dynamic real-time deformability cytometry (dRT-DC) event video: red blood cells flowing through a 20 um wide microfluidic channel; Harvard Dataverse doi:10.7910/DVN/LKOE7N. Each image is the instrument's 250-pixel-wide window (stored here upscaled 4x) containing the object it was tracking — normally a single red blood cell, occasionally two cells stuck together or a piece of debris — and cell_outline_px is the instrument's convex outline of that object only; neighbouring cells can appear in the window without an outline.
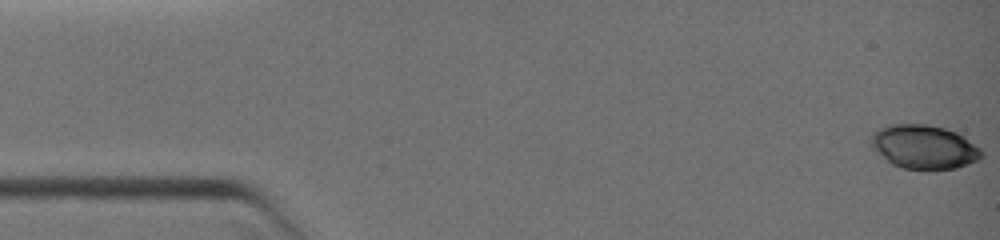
{"species": "common noctule bat (a hibernating species)", "species_latin": "Nyctalus noctula", "temperature_condition": "warm", "stored_images_in_passage": 53, "camera_frame_rate_fps": 3000, "um_per_image_px": 0.085, "animal": {"sex": "female", "body_mass_g": 19.0, "forearm_length_mm": 51.5}, "frame": {"image": 1, "passage_image": 1, "time_ms": 0.0, "image_size_px": [1000, 240], "cell_outline_px": [[984, 152], [976, 160], [968, 164], [956, 168], [928, 172], [904, 168], [892, 164], [872, 148], [872, 132], [888, 124], [928, 124], [944, 128], [956, 132], [980, 148]], "centroid_in_image_um": [78.53, 12.51], "position_along_channel_um": 6.5, "area_um2": 28.5}}
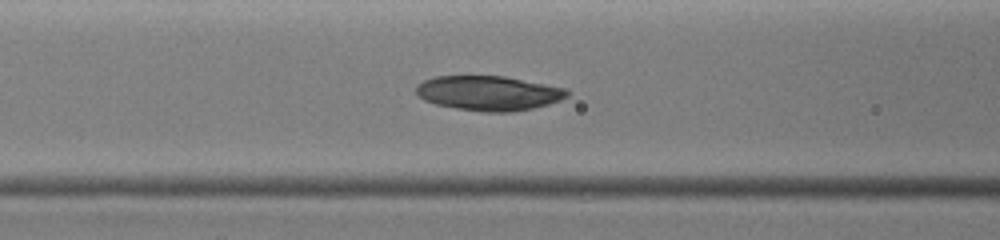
{"frame": {"image": 2, "passage_image": 21, "time_ms": 5.333, "image_size_px": [1000, 240], "cell_outline_px": [[568, 96], [560, 100], [548, 104], [532, 108], [512, 112], [484, 112], [456, 108], [436, 104], [424, 100], [416, 92], [416, 84], [424, 80], [436, 76], [504, 76], [568, 88]], "centroid_in_image_um": [41.54, 7.91], "position_along_channel_um": 125.1, "area_um2": 30.52}}
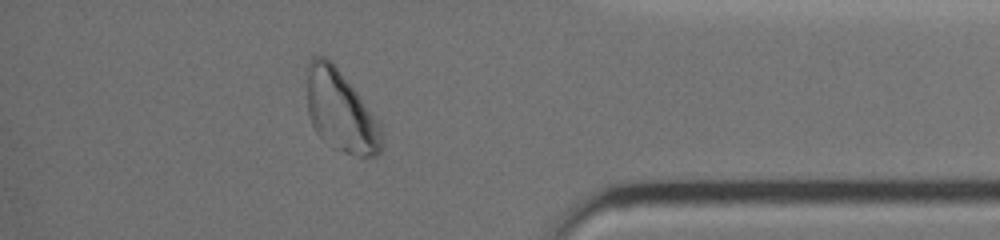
{"frame": {"image": 3, "passage_image": 46, "time_ms": 11.667, "image_size_px": [1000, 240], "cell_outline_px": [[384, 140], [380, 152], [376, 156], [356, 156], [332, 148], [316, 132], [308, 116], [308, 64], [312, 56], [324, 56], [332, 60], [380, 124]], "centroid_in_image_um": [28.96, 9.47], "position_along_channel_um": 406.2, "area_um2": 35.26}}